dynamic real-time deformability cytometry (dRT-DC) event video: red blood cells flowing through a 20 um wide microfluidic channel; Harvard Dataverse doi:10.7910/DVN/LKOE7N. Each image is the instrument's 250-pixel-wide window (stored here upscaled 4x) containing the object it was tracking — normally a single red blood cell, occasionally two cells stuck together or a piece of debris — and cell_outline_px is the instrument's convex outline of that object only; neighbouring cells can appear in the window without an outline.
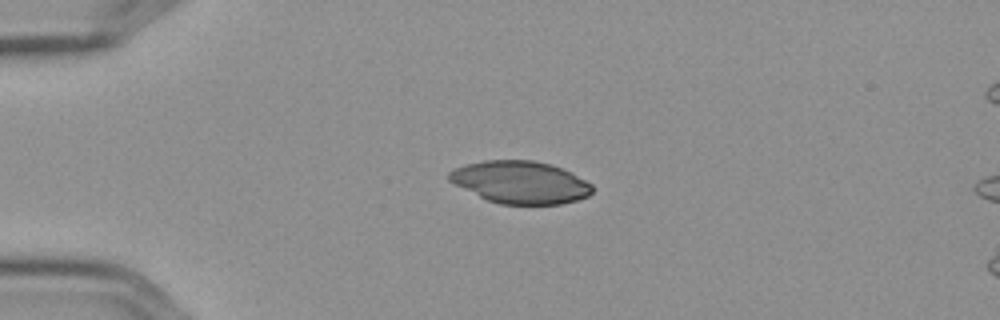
{"species": "Egyptian fruit bat (a non-hibernating species)", "species_latin": "Rousettus aegyptiacus", "temperature_condition": "cold", "stored_images_in_passage": 6, "segment_of_instrument_passage": [1, 2], "camera_frame_rate_fps": 3000, "um_per_image_px": 0.085, "frame": {"image": 1, "passage_image": 4, "time_ms": 1.0, "image_size_px": [1000, 320], "cell_outline_px": [[592, 192], [588, 196], [576, 200], [560, 204], [500, 204], [488, 200], [448, 180], [448, 172], [452, 168], [464, 164], [484, 160], [532, 160], [552, 164], [564, 168], [572, 172], [592, 184]], "centroid_in_image_um": [44.24, 15.47], "position_along_channel_um": 40.8, "area_um2": 35.43}}